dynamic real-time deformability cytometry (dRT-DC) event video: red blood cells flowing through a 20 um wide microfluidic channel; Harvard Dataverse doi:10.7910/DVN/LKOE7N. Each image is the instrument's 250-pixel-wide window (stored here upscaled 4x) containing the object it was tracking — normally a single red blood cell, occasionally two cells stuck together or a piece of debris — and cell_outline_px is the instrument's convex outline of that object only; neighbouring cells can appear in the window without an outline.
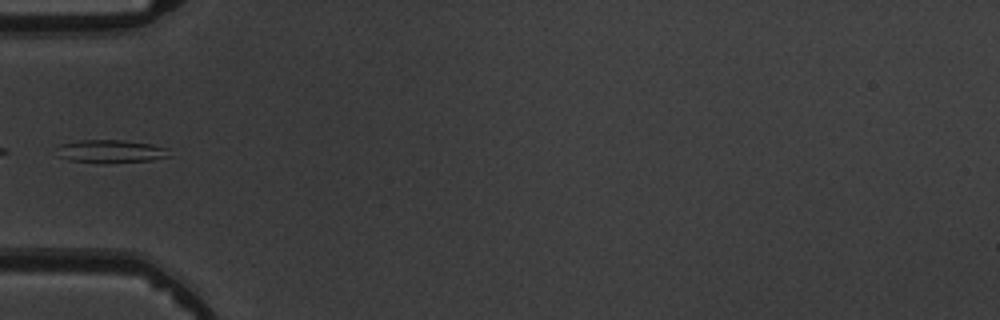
{"species": "common noctule bat (a hibernating species)", "species_latin": "Nyctalus noctula", "temperature_condition": "warm", "stored_images_in_passage": 6, "camera_frame_rate_fps": 3000, "um_per_image_px": 0.085, "animal": {"sex": "male", "body_mass_g": 19.5, "forearm_length_mm": 54.6}, "frame": {"image": 1, "passage_image": 5, "time_ms": 4.667, "image_size_px": [1000, 320], "cell_outline_px": [[168, 156], [152, 160], [68, 160], [56, 156], [60, 144], [80, 140], [120, 140], [152, 144], [168, 148]], "centroid_in_image_um": [9.39, 12.8], "position_along_channel_um": 75.6, "area_um2": 14.05}}